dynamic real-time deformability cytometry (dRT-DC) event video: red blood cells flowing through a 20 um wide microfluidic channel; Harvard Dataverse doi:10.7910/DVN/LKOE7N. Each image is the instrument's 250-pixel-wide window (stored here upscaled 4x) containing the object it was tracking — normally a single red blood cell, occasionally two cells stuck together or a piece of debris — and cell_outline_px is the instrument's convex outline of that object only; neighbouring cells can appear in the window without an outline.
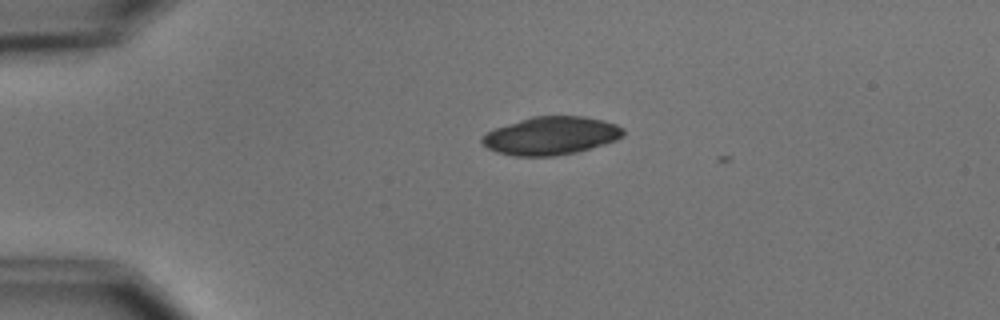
{"species": "common noctule bat (a hibernating species)", "species_latin": "Nyctalus noctula", "temperature_condition": "cold", "stored_images_in_passage": 6, "camera_frame_rate_fps": 3000, "um_per_image_px": 0.085, "animal": {"sex": "male", "body_mass_g": 15.6}, "frame": {"image": 1, "passage_image": 2, "time_ms": 0.333, "image_size_px": [1000, 320], "cell_outline_px": [[624, 136], [616, 140], [604, 144], [576, 152], [556, 156], [512, 156], [496, 152], [488, 148], [480, 140], [488, 132], [496, 128], [532, 116], [584, 116], [604, 120], [616, 124], [624, 128]], "centroid_in_image_um": [46.87, 11.54], "position_along_channel_um": 38.1, "area_um2": 31.27}}